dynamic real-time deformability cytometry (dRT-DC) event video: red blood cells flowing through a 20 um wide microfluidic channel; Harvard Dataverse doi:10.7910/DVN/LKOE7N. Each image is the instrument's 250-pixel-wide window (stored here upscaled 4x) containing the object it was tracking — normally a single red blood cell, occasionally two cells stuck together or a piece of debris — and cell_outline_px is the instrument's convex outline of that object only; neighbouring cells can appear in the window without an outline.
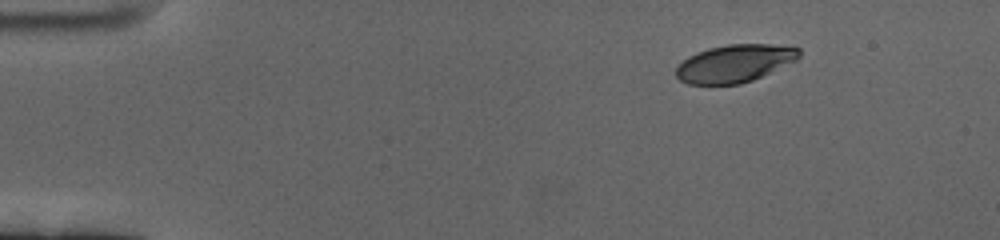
{"species": "human", "species_latin": "Homo sapiens", "temperature_condition": "cold", "stored_images_in_passage": 9, "camera_frame_rate_fps": 3000, "um_per_image_px": 0.085, "donor": {"sex": "female"}, "frame": {"image": 1, "passage_image": 1, "time_ms": 0.0, "image_size_px": [1000, 240], "cell_outline_px": [[800, 56], [796, 60], [752, 80], [740, 84], [688, 84], [680, 80], [676, 76], [676, 68], [688, 56], [696, 52], [708, 48], [728, 44], [772, 44], [800, 48]], "centroid_in_image_um": [62.43, 5.38], "position_along_channel_um": 22.6, "area_um2": 26.82}}